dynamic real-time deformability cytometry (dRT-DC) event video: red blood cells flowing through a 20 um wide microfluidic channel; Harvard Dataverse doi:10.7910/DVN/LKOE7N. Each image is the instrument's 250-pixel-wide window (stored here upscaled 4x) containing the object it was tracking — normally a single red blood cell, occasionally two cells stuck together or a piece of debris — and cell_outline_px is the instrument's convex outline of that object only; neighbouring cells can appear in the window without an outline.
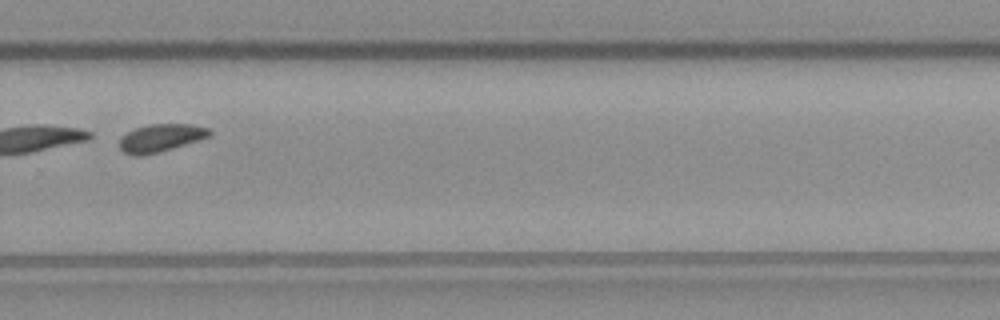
{"species": "common noctule bat (a hibernating species)", "species_latin": "Nyctalus noctula", "temperature_condition": "warm", "stored_images_in_passage": 46, "segment_of_instrument_passage": [2, 2], "camera_frame_rate_fps": 3000, "um_per_image_px": 0.085, "animal": {"sex": "male", "body_mass_g": 23.1, "forearm_length_mm": 52.7}, "frame": {"image": 1, "passage_image": 31, "time_ms": 10.0, "image_size_px": [1000, 320], "cell_outline_px": [[212, 132], [208, 136], [200, 140], [172, 148], [140, 156], [136, 156], [124, 152], [120, 148], [120, 136], [136, 128], [148, 124], [192, 124], [208, 128]], "centroid_in_image_um": [13.66, 11.71], "position_along_channel_um": 316.1, "area_um2": 14.39}}